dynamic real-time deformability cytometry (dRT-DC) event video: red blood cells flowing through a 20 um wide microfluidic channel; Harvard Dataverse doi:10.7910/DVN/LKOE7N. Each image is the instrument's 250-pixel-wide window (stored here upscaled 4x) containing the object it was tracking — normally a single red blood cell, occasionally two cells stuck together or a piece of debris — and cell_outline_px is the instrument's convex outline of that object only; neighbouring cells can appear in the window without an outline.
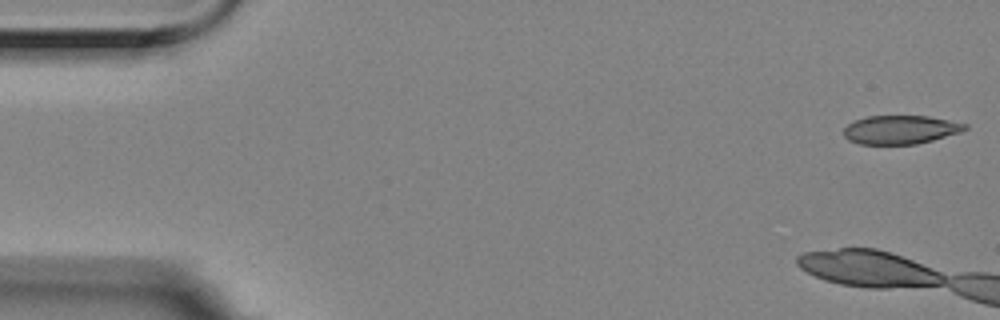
{"species": "Egyptian fruit bat (a non-hibernating species)", "species_latin": "Rousettus aegyptiacus", "temperature_condition": "room temperature", "stored_images_in_passage": 3, "camera_frame_rate_fps": 3000, "um_per_image_px": 0.085, "animal": {"sex": "female"}, "frame": {"image": 1, "passage_image": 1, "time_ms": 0.0, "image_size_px": [1000, 320], "cell_outline_px": [[968, 128], [960, 132], [932, 140], [916, 144], [860, 144], [848, 140], [844, 136], [844, 128], [848, 124], [856, 120], [868, 116], [928, 116], [968, 124]], "centroid_in_image_um": [76.53, 11.02], "position_along_channel_um": 8.5, "area_um2": 20.11}}